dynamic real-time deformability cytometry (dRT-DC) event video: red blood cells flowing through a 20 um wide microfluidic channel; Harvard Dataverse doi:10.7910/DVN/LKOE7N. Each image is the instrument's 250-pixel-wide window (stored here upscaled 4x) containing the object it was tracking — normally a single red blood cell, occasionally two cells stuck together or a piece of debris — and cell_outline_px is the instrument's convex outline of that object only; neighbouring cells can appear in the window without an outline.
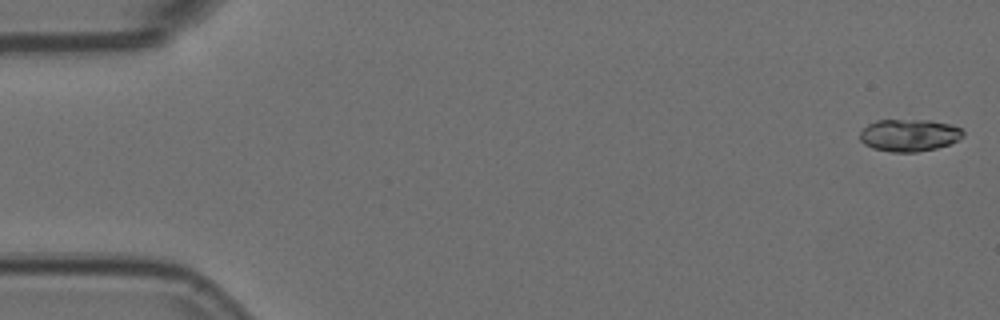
{"species": "Egyptian fruit bat (a non-hibernating species)", "species_latin": "Rousettus aegyptiacus", "temperature_condition": "room temperature", "stored_images_in_passage": 56, "camera_frame_rate_fps": 3000, "um_per_image_px": 0.085, "animal": {"sex": "female"}, "frame": {"image": 1, "passage_image": 1, "time_ms": 0.0, "image_size_px": [1000, 320], "cell_outline_px": [[964, 136], [948, 144], [936, 148], [916, 152], [892, 152], [872, 148], [864, 144], [860, 140], [860, 132], [868, 124], [876, 120], [928, 120], [948, 124], [960, 128], [964, 132]], "centroid_in_image_um": [77.25, 11.49], "position_along_channel_um": 7.8, "area_um2": 19.25}}
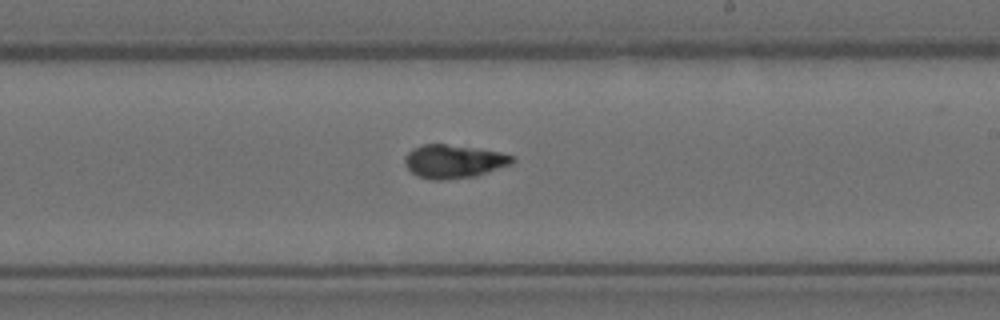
{"frame": {"image": 2, "passage_image": 32, "time_ms": 10.333, "image_size_px": [1000, 320], "cell_outline_px": [[516, 160], [508, 164], [476, 176], [444, 180], [432, 180], [416, 176], [404, 164], [404, 160], [408, 152], [412, 148], [424, 144], [444, 144], [500, 152], [512, 156]], "centroid_in_image_um": [38.5, 13.73], "position_along_channel_um": 250.5, "area_um2": 20.63}}
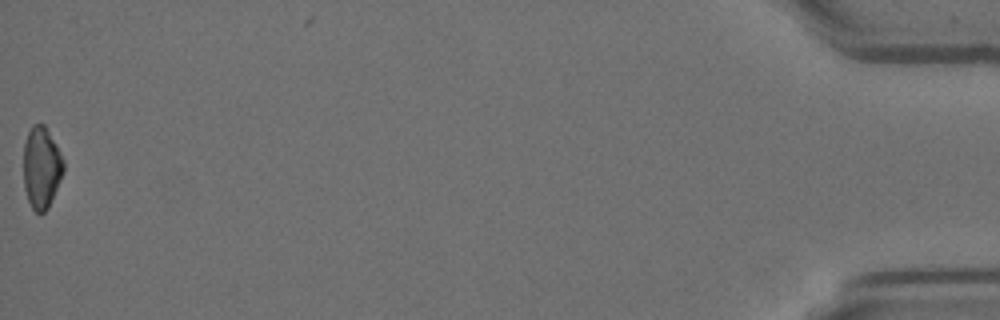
{"frame": {"image": 3, "passage_image": 55, "time_ms": 18.0, "image_size_px": [1000, 320], "cell_outline_px": [[64, 172], [48, 208], [44, 212], [36, 212], [32, 208], [28, 200], [24, 188], [24, 144], [28, 132], [32, 124], [44, 124], [56, 144], [64, 160]], "centroid_in_image_um": [3.53, 14.24], "position_along_channel_um": 431.7, "area_um2": 19.02}, "authors_computed_cell_mechanics": {"area_um2": 20.1722, "velocity_mm_per_s": 3.695, "shape_relaxation_time_tau1_ms": 6.5602, "shape_relaxation_time_tau2_ms": 2.1308, "deformation_change_tau1": 0.198, "deformation_change_tau2": 0.0463}}